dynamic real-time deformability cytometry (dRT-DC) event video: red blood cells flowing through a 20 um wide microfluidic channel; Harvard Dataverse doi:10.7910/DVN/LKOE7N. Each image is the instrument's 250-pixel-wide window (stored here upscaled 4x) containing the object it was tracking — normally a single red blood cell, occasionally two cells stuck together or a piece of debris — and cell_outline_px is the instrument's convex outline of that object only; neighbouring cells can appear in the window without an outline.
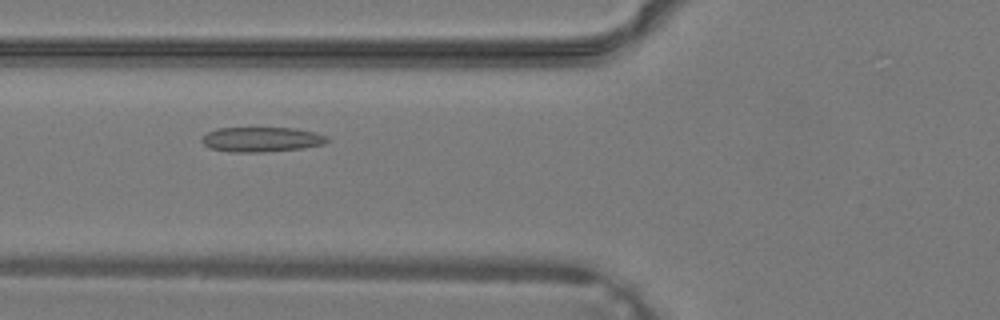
{"species": "common noctule bat (a hibernating species)", "species_latin": "Nyctalus noctula", "temperature_condition": "warm", "stored_images_in_passage": 38, "camera_frame_rate_fps": 3000, "um_per_image_px": 0.085, "animal": {"sex": "male", "body_mass_g": 19.2, "forearm_length_mm": 51.8}, "frame": {"image": 1, "passage_image": 14, "time_ms": 4.333, "image_size_px": [1000, 320], "cell_outline_px": [[332, 140], [324, 144], [304, 148], [260, 152], [232, 152], [208, 148], [200, 140], [208, 132], [216, 128], [296, 128], [328, 136]], "centroid_in_image_um": [22.25, 11.85], "position_along_channel_um": 103.6, "area_um2": 18.21}}
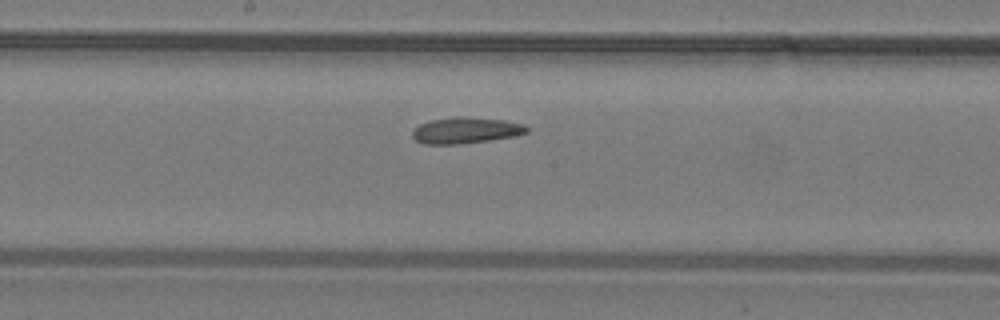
{"frame": {"image": 2, "passage_image": 20, "time_ms": 6.333, "image_size_px": [1000, 320], "cell_outline_px": [[528, 132], [512, 136], [488, 140], [460, 144], [424, 144], [416, 140], [412, 136], [412, 132], [420, 124], [428, 120], [456, 116], [468, 116], [504, 120], [524, 124], [528, 128]], "centroid_in_image_um": [39.57, 11.06], "position_along_channel_um": 208.6, "area_um2": 17.46}}
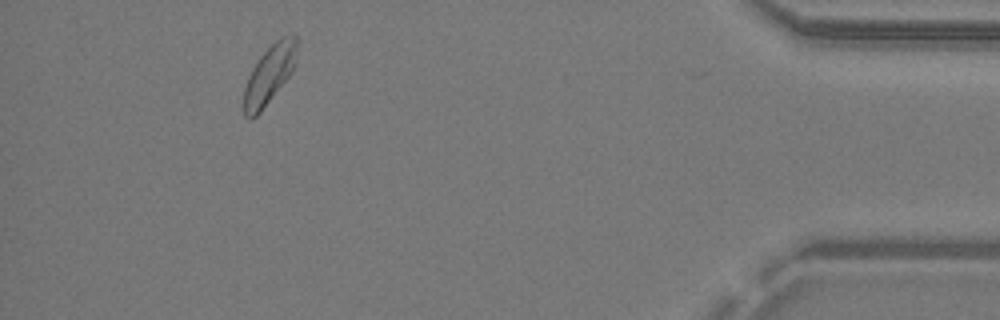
{"frame": {"image": 3, "passage_image": 35, "time_ms": 11.333, "image_size_px": [1000, 320], "cell_outline_px": [[296, 64], [292, 72], [260, 112], [252, 120], [248, 120], [244, 116], [244, 88], [248, 76], [252, 68], [260, 56], [276, 40], [292, 32], [296, 36]], "centroid_in_image_um": [22.89, 6.34], "position_along_channel_um": 412.3, "area_um2": 18.09}}